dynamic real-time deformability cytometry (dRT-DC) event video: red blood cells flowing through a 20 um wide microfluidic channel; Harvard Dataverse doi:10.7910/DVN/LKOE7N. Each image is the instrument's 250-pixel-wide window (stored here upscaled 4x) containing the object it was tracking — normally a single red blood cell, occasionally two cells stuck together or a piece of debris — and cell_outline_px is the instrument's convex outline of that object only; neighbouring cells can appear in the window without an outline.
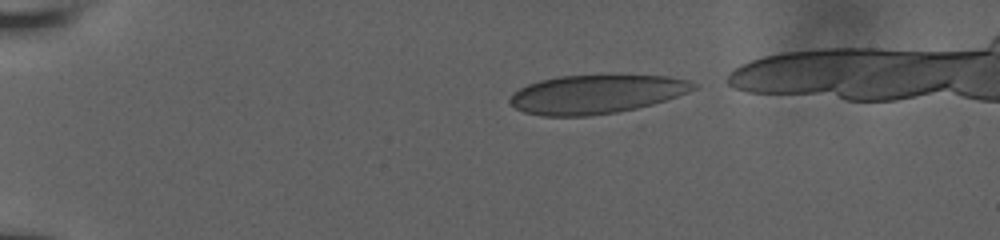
{"species": "human", "species_latin": "Homo sapiens", "temperature_condition": "room temperature", "stored_images_in_passage": 8, "camera_frame_rate_fps": 3000, "um_per_image_px": 0.085, "donor": {"sex": "male"}, "frame": {"image": 1, "passage_image": 1, "time_ms": 0.0, "image_size_px": [1000, 240], "cell_outline_px": [[700, 84], [696, 88], [688, 92], [652, 104], [636, 108], [616, 112], [588, 116], [540, 116], [524, 112], [508, 104], [508, 100], [512, 92], [528, 84], [540, 80], [560, 76], [668, 76], [688, 80]], "centroid_in_image_um": [50.63, 8.02], "position_along_channel_um": 34.4, "area_um2": 41.27}}
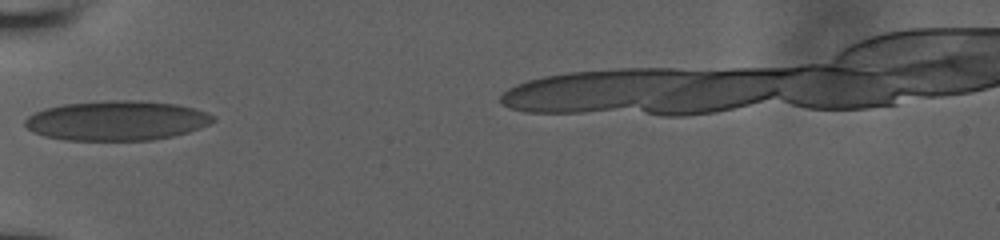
{"frame": {"image": 2, "passage_image": 4, "time_ms": 3.0, "image_size_px": [1000, 240], "cell_outline_px": [[216, 120], [200, 128], [188, 132], [172, 136], [152, 140], [64, 140], [44, 136], [28, 128], [24, 124], [24, 120], [28, 116], [44, 108], [64, 104], [104, 100], [140, 100], [176, 104], [208, 112], [216, 116]], "centroid_in_image_um": [9.94, 10.24], "position_along_channel_um": 75.1, "area_um2": 43.64}}
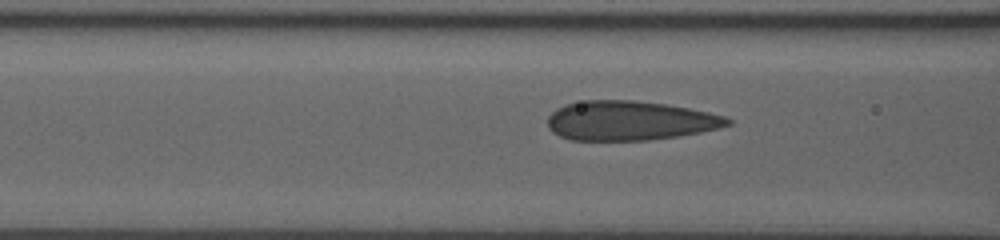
{"frame": {"image": 3, "passage_image": 6, "time_ms": 4.0, "image_size_px": [1000, 240], "cell_outline_px": [[732, 124], [700, 132], [676, 136], [648, 140], [572, 140], [560, 136], [552, 132], [548, 128], [548, 116], [556, 108], [564, 104], [584, 100], [632, 100], [668, 104], [728, 116], [732, 120]], "centroid_in_image_um": [53.51, 10.24], "position_along_channel_um": 113.1, "area_um2": 41.44}}